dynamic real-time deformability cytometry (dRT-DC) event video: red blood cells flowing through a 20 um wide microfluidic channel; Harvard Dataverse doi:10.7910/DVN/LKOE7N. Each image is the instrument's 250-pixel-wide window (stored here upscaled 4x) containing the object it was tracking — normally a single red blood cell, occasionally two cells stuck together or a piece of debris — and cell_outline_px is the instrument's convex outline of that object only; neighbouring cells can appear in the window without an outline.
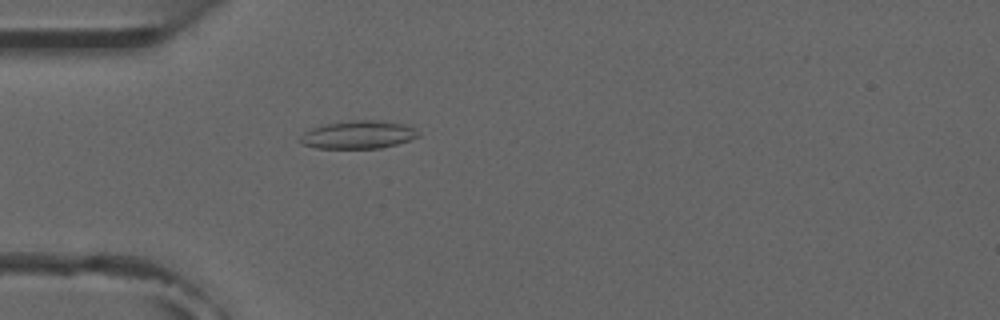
{"species": "common noctule bat (a hibernating species)", "species_latin": "Nyctalus noctula", "temperature_condition": "room temperature", "stored_images_in_passage": 6, "camera_frame_rate_fps": 3000, "um_per_image_px": 0.085, "animal": {"sex": "male", "forearm_length_mm": 52.5}, "frame": {"image": 1, "passage_image": 6, "time_ms": 5.667, "image_size_px": [1000, 320], "cell_outline_px": [[420, 136], [396, 144], [380, 148], [316, 148], [300, 144], [300, 136], [304, 132], [312, 128], [324, 124], [352, 120], [380, 120], [408, 124], [416, 128]], "centroid_in_image_um": [30.46, 11.44], "position_along_channel_um": 54.5, "area_um2": 19.42}}